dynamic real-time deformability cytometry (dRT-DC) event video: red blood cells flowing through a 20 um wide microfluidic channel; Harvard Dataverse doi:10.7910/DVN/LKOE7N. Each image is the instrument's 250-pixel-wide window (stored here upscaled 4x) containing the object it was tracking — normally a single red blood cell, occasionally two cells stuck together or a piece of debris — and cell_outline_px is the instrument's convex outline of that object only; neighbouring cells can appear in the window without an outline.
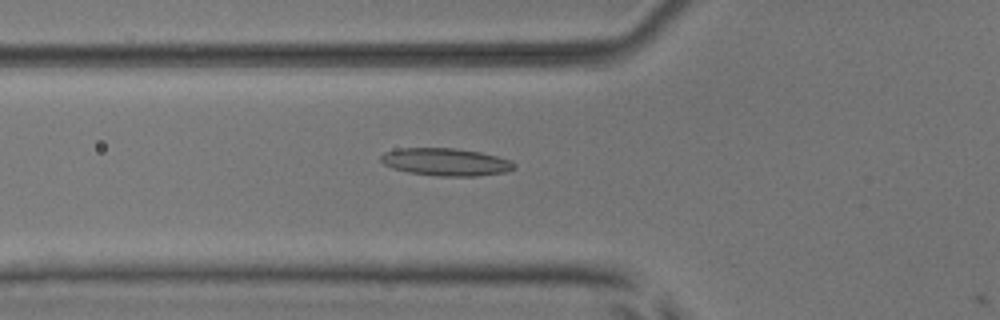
{"species": "common noctule bat (a hibernating species)", "species_latin": "Nyctalus noctula", "temperature_condition": "room temperature", "stored_images_in_passage": 54, "camera_frame_rate_fps": 3000, "um_per_image_px": 0.085, "animal": {"sex": "male", "body_mass_g": 17.9, "forearm_length_mm": 54.2}, "frame": {"image": 1, "passage_image": 20, "time_ms": 6.333, "image_size_px": [1000, 320], "cell_outline_px": [[516, 168], [504, 172], [476, 176], [436, 176], [408, 172], [392, 168], [384, 164], [380, 160], [380, 156], [384, 152], [396, 148], [456, 148], [480, 152], [496, 156], [508, 160], [516, 164]], "centroid_in_image_um": [37.85, 13.76], "position_along_channel_um": 87.9, "area_um2": 21.44}}
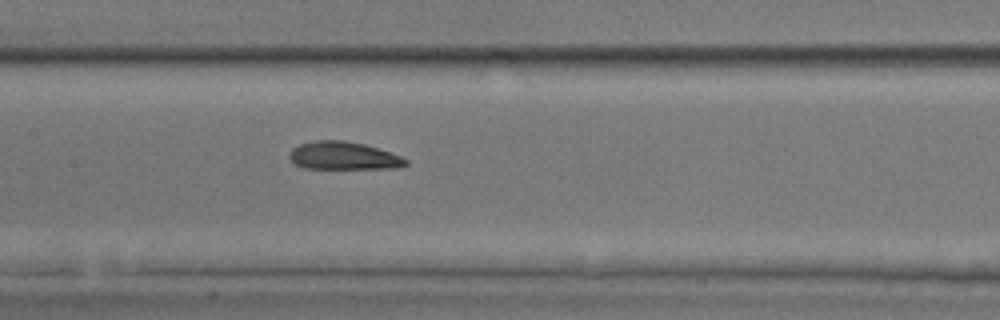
{"frame": {"image": 2, "passage_image": 27, "time_ms": 8.667, "image_size_px": [1000, 320], "cell_outline_px": [[408, 164], [400, 168], [304, 168], [296, 164], [288, 156], [288, 152], [292, 148], [300, 144], [312, 140], [344, 140], [364, 144], [400, 156], [408, 160]], "centroid_in_image_um": [29.17, 13.23], "position_along_channel_um": 178.2, "area_um2": 18.84}}
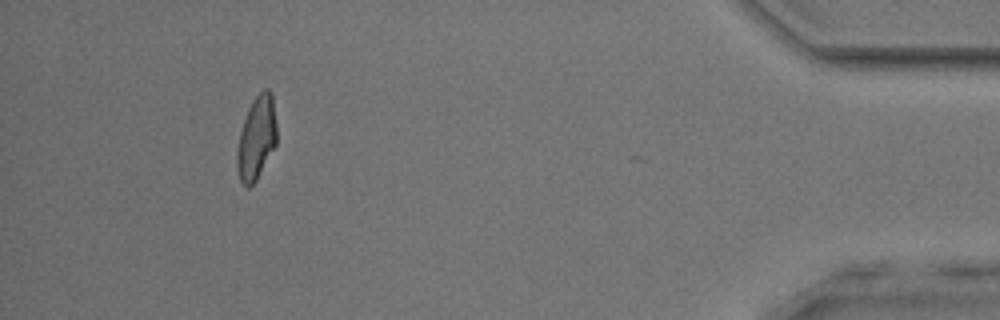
{"frame": {"image": 3, "passage_image": 50, "time_ms": 16.333, "image_size_px": [1000, 320], "cell_outline_px": [[276, 144], [256, 180], [248, 188], [240, 180], [236, 168], [236, 152], [240, 132], [248, 108], [256, 96], [264, 88], [268, 88], [272, 92], [276, 124]], "centroid_in_image_um": [21.79, 11.72], "position_along_channel_um": 413.4, "area_um2": 19.19}, "authors_computed_cell_mechanics": {"area_um2": 19.652, "velocity_mm_per_s": 3.8597, "shape_relaxation_time_tau1_ms": null, "shape_relaxation_time_tau2_ms": 0.7547, "deformation_change_tau1": null, "deformation_change_tau2": 0.0915}}